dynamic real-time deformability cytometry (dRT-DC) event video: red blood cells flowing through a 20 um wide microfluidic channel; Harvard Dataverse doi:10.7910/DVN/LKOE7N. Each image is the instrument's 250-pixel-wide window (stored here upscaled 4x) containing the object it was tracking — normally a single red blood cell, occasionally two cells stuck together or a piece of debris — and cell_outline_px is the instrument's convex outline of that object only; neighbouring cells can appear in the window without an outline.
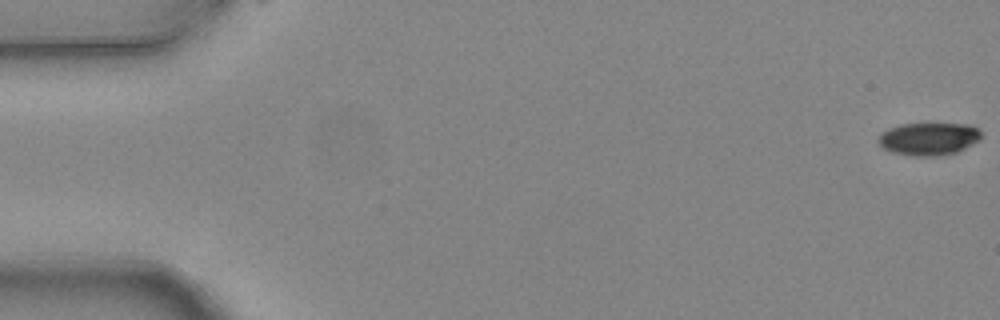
{"species": "common noctule bat (a hibernating species)", "species_latin": "Nyctalus noctula", "temperature_condition": "warm", "stored_images_in_passage": 5, "camera_frame_rate_fps": 3000, "um_per_image_px": 0.085, "animal": {"sex": "female", "body_mass_g": 24.6, "forearm_length_mm": 56.2}, "frame": {"image": 1, "passage_image": 1, "time_ms": 0.0, "image_size_px": [1000, 320], "cell_outline_px": [[980, 140], [956, 152], [936, 156], [912, 156], [892, 152], [884, 148], [876, 140], [880, 132], [888, 128], [900, 124], [972, 124], [980, 132]], "centroid_in_image_um": [78.9, 11.79], "position_along_channel_um": 6.1, "area_um2": 19.59}}
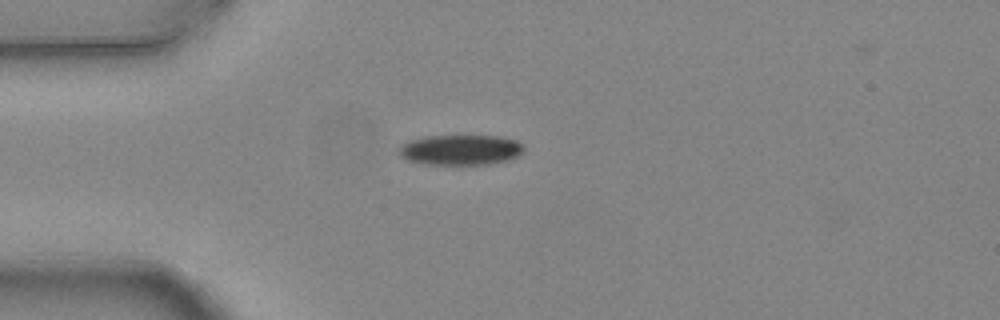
{"frame": {"image": 2, "passage_image": 5, "time_ms": 1.333, "image_size_px": [1000, 320], "cell_outline_px": [[524, 148], [520, 156], [508, 160], [488, 164], [424, 164], [404, 160], [396, 152], [396, 148], [400, 144], [408, 140], [424, 136], [500, 136], [516, 140], [524, 144]], "centroid_in_image_um": [39.08, 12.73], "position_along_channel_um": 45.9, "area_um2": 22.54}}